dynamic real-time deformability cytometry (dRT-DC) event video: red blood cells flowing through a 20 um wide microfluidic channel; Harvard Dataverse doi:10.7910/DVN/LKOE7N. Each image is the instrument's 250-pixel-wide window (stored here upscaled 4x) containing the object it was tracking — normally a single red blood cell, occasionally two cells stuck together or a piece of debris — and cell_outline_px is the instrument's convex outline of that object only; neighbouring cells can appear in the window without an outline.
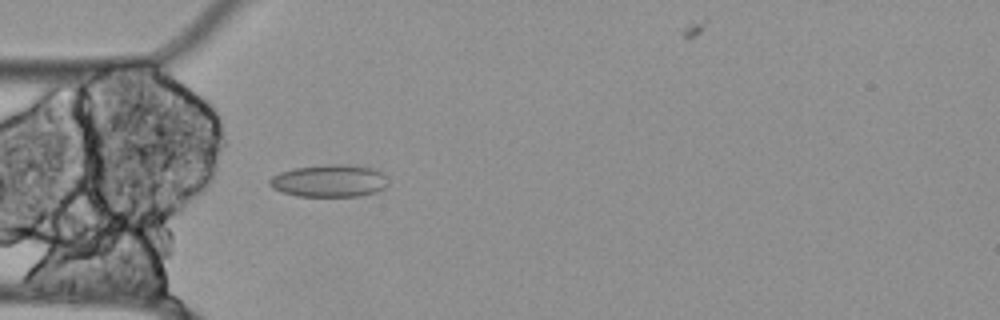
{"species": "Egyptian fruit bat (a non-hibernating species)", "species_latin": "Rousettus aegyptiacus", "temperature_condition": "cold", "stored_images_in_passage": 44, "camera_frame_rate_fps": 3000, "um_per_image_px": 0.085, "animal": {"sex": "female"}, "frame": {"image": 1, "passage_image": 7, "time_ms": 2.0, "image_size_px": [1000, 320], "cell_outline_px": [[384, 188], [376, 192], [360, 196], [296, 196], [272, 188], [268, 184], [268, 180], [272, 176], [280, 172], [292, 168], [328, 164], [348, 164], [372, 168], [380, 172], [384, 184]], "centroid_in_image_um": [27.9, 15.37], "position_along_channel_um": 57.1, "area_um2": 22.14}}
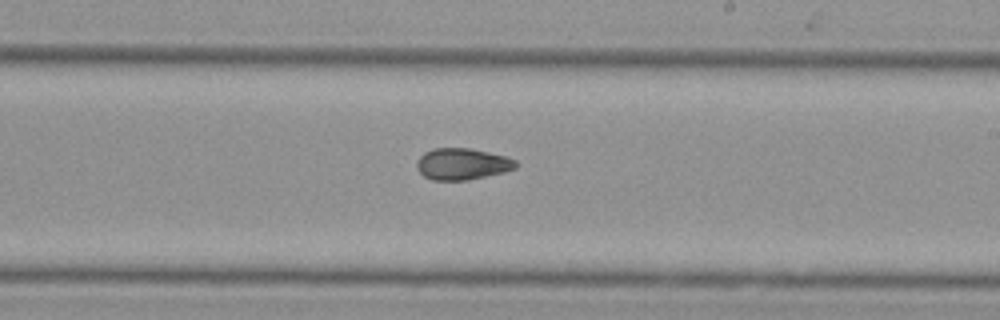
{"frame": {"image": 2, "passage_image": 23, "time_ms": 7.333, "image_size_px": [1000, 320], "cell_outline_px": [[516, 168], [504, 172], [468, 180], [432, 180], [424, 176], [416, 168], [416, 160], [424, 152], [432, 148], [472, 148], [504, 156], [516, 160]], "centroid_in_image_um": [39.25, 13.93], "position_along_channel_um": 249.7, "area_um2": 18.26}}
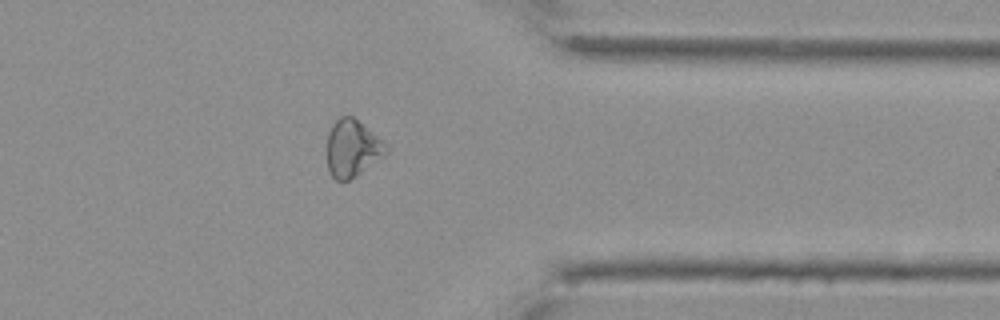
{"frame": {"image": 3, "passage_image": 35, "time_ms": 11.333, "image_size_px": [1000, 320], "cell_outline_px": [[388, 152], [356, 176], [348, 180], [336, 180], [332, 176], [328, 168], [328, 132], [332, 124], [340, 116], [352, 116], [376, 136], [388, 148]], "centroid_in_image_um": [29.92, 12.61], "position_along_channel_um": 381.5, "area_um2": 19.07}}